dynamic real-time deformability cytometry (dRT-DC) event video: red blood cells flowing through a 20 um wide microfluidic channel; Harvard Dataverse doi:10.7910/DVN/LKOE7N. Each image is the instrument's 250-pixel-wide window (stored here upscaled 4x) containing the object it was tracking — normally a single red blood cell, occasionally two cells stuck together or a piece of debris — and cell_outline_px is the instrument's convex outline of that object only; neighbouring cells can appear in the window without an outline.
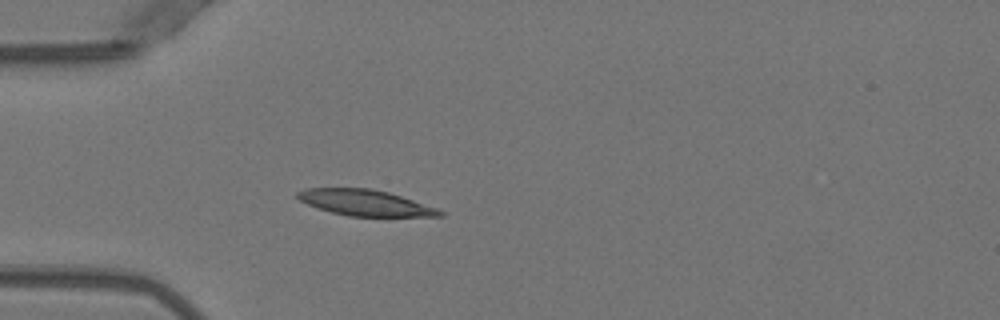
{"species": "Egyptian fruit bat (a non-hibernating species)", "species_latin": "Rousettus aegyptiacus", "temperature_condition": "warm", "stored_images_in_passage": 37, "camera_frame_rate_fps": 3000, "um_per_image_px": 0.085, "animal": {"sex": "female"}, "frame": {"image": 1, "passage_image": 1, "time_ms": 0.0, "image_size_px": [1000, 320], "cell_outline_px": [[444, 216], [348, 216], [332, 212], [308, 204], [300, 200], [296, 196], [296, 192], [304, 188], [372, 188], [388, 192], [436, 208], [444, 212]], "centroid_in_image_um": [31.01, 17.22], "position_along_channel_um": 54.0, "area_um2": 21.21}}
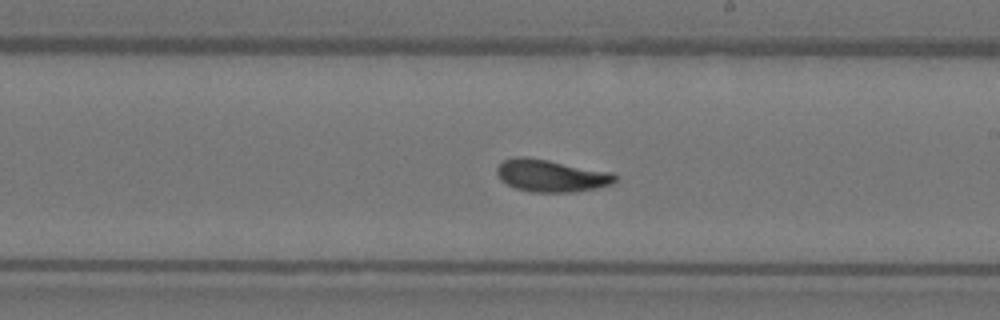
{"frame": {"image": 2, "passage_image": 16, "time_ms": 5.0, "image_size_px": [1000, 320], "cell_outline_px": [[620, 176], [612, 184], [596, 188], [576, 192], [532, 192], [516, 188], [500, 180], [496, 172], [496, 168], [504, 160], [516, 156], [524, 156], [548, 160], [612, 172]], "centroid_in_image_um": [46.87, 14.93], "position_along_channel_um": 242.1, "area_um2": 22.31}}
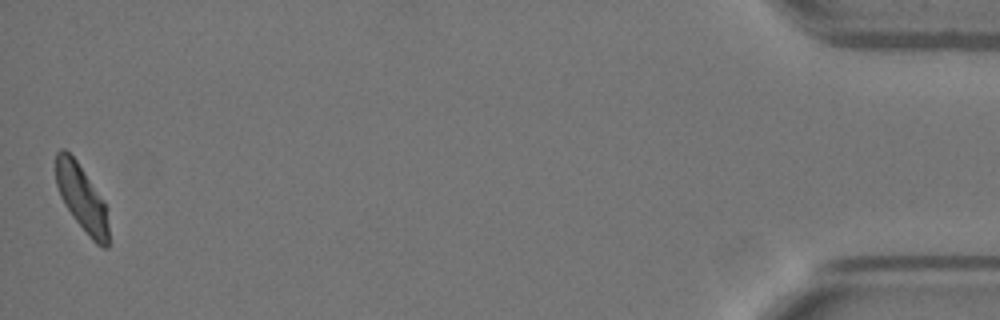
{"frame": {"image": 3, "passage_image": 37, "time_ms": 12.0, "image_size_px": [1000, 320], "cell_outline_px": [[108, 248], [104, 248], [96, 244], [88, 236], [72, 216], [64, 204], [60, 196], [56, 184], [56, 152], [60, 148], [64, 148], [76, 160], [104, 200], [108, 228]], "centroid_in_image_um": [6.93, 16.84], "position_along_channel_um": 428.3, "area_um2": 20.23}, "authors_computed_cell_mechanics": {"area_um2": 21.6172, "velocity_mm_per_s": 3.9383, "shape_relaxation_time_tau1_ms": 3.4286, "shape_relaxation_time_tau2_ms": 1.9498, "deformation_change_tau1": 0.1573, "deformation_change_tau2": 0.0836}}